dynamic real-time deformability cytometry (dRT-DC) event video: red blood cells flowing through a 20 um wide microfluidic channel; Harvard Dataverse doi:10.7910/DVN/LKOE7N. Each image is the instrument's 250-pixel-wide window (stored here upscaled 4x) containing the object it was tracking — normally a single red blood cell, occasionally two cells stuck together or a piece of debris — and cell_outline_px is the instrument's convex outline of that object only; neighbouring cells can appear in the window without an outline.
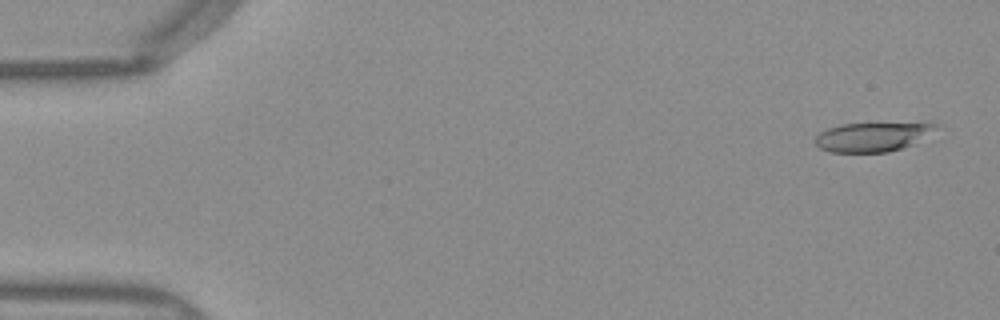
{"species": "Egyptian fruit bat (a non-hibernating species)", "species_latin": "Rousettus aegyptiacus", "temperature_condition": "warm", "stored_images_in_passage": 50, "camera_frame_rate_fps": 3000, "um_per_image_px": 0.085, "frame": {"image": 1, "passage_image": 2, "time_ms": 0.333, "image_size_px": [1000, 320], "cell_outline_px": [[936, 124], [932, 128], [912, 144], [888, 152], [828, 152], [820, 148], [816, 144], [816, 136], [820, 132], [828, 128], [840, 124]], "centroid_in_image_um": [73.96, 11.66], "position_along_channel_um": 11.0, "area_um2": 19.42}}
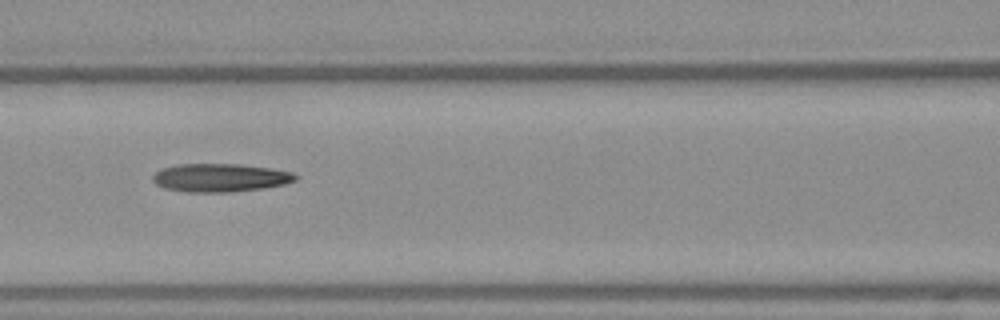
{"frame": {"image": 2, "passage_image": 22, "time_ms": 7.0, "image_size_px": [1000, 320], "cell_outline_px": [[300, 176], [296, 180], [284, 184], [260, 188], [228, 192], [184, 192], [164, 188], [156, 184], [152, 180], [152, 176], [160, 168], [176, 164], [240, 164], [268, 168], [292, 172]], "centroid_in_image_um": [18.67, 15.1], "position_along_channel_um": 147.9, "area_um2": 23.52}}
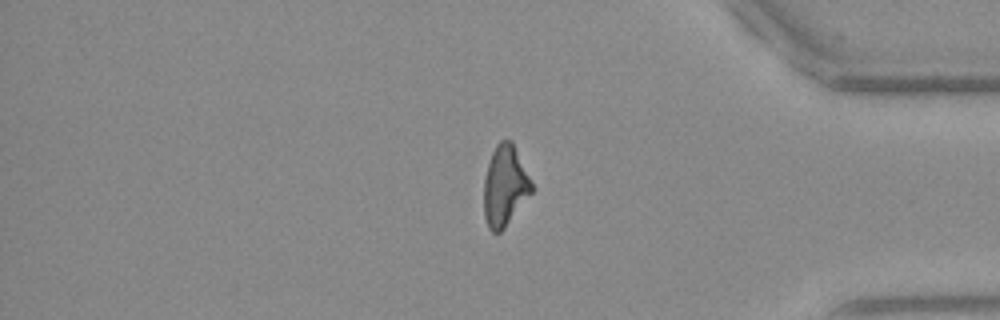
{"frame": {"image": 3, "passage_image": 42, "time_ms": 13.667, "image_size_px": [1000, 320], "cell_outline_px": [[532, 192], [504, 228], [500, 232], [492, 232], [488, 228], [484, 216], [484, 180], [488, 164], [492, 152], [496, 144], [500, 140], [512, 140], [532, 184]], "centroid_in_image_um": [42.89, 15.8], "position_along_channel_um": 392.3, "area_um2": 22.14}, "authors_computed_cell_mechanics": {"area_um2": 22.3975, "velocity_mm_per_s": 4.0246, "shape_relaxation_time_tau1_ms": null, "shape_relaxation_time_tau2_ms": 3.5137, "deformation_change_tau1": null, "deformation_change_tau2": 0.1642}}